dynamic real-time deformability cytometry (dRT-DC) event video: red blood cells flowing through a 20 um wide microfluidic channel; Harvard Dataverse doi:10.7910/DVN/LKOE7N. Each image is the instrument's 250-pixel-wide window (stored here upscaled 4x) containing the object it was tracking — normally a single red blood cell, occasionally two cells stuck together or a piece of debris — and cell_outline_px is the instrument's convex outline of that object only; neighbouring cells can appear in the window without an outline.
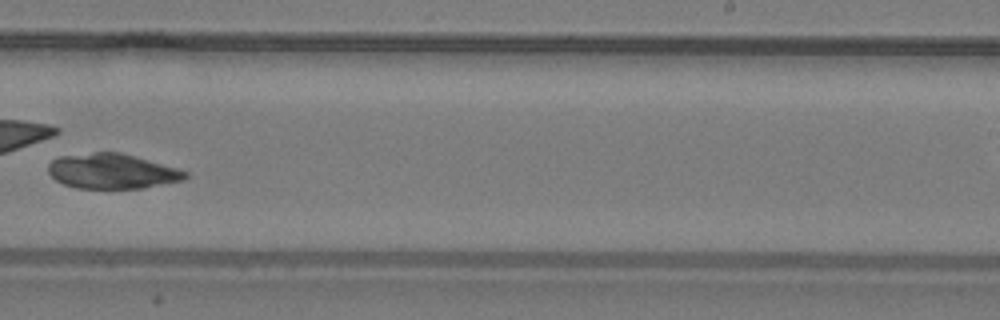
{"species": "common noctule bat (a hibernating species)", "species_latin": "Nyctalus noctula", "temperature_condition": "warm", "stored_images_in_passage": 28, "camera_frame_rate_fps": 3000, "um_per_image_px": 0.085, "animal": {"sex": "male", "body_mass_g": 19.2, "forearm_length_mm": 51.8}, "frame": {"image": 1, "passage_image": 16, "time_ms": 5.0, "image_size_px": [1000, 320], "cell_outline_px": [[188, 176], [184, 180], [140, 188], [76, 188], [64, 184], [56, 180], [48, 172], [48, 164], [52, 160], [60, 156], [96, 152], [120, 152], [136, 156], [176, 168], [188, 172]], "centroid_in_image_um": [9.51, 14.55], "position_along_channel_um": 279.5, "area_um2": 27.8}}